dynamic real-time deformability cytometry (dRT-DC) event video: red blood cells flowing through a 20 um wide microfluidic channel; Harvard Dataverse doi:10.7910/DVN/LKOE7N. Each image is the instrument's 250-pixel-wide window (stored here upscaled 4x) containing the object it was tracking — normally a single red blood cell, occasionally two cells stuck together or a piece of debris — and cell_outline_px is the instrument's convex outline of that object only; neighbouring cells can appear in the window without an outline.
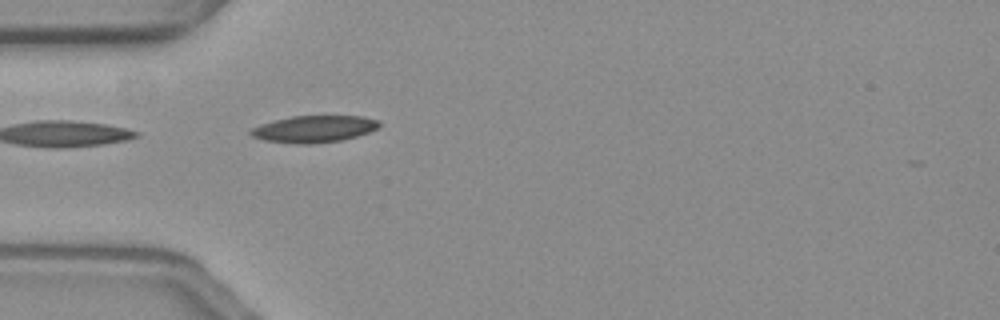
{"species": "common noctule bat (a hibernating species)", "species_latin": "Nyctalus noctula", "temperature_condition": "warm", "stored_images_in_passage": 41, "camera_frame_rate_fps": 3000, "um_per_image_px": 0.085, "animal": {"sex": "female", "body_mass_g": 19.3, "forearm_length_mm": 54.1}, "frame": {"image": 1, "passage_image": 1, "time_ms": 0.0, "image_size_px": [1000, 320], "cell_outline_px": [[380, 124], [376, 128], [368, 132], [356, 136], [340, 140], [312, 144], [296, 144], [264, 140], [252, 136], [248, 132], [252, 128], [260, 124], [292, 116], [364, 116], [380, 120]], "centroid_in_image_um": [26.68, 10.96], "position_along_channel_um": 58.3, "area_um2": 20.0}}
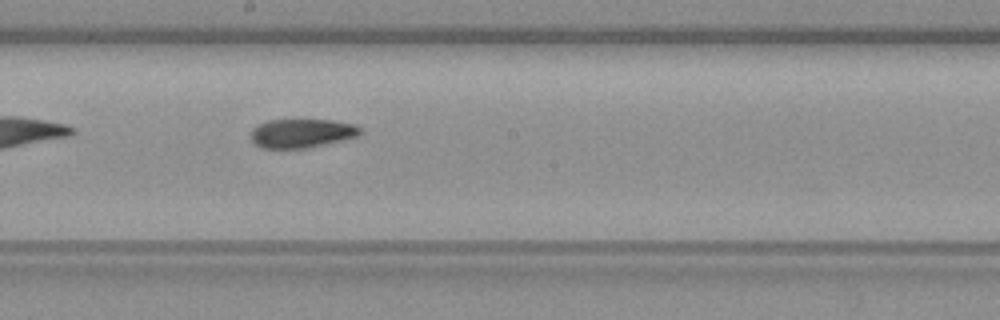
{"frame": {"image": 2, "passage_image": 15, "time_ms": 4.667, "image_size_px": [1000, 320], "cell_outline_px": [[360, 132], [356, 136], [340, 140], [304, 148], [264, 148], [256, 144], [252, 140], [252, 128], [256, 124], [268, 120], [300, 116], [332, 120], [356, 124], [360, 128]], "centroid_in_image_um": [25.6, 11.25], "position_along_channel_um": 222.6, "area_um2": 19.02}}
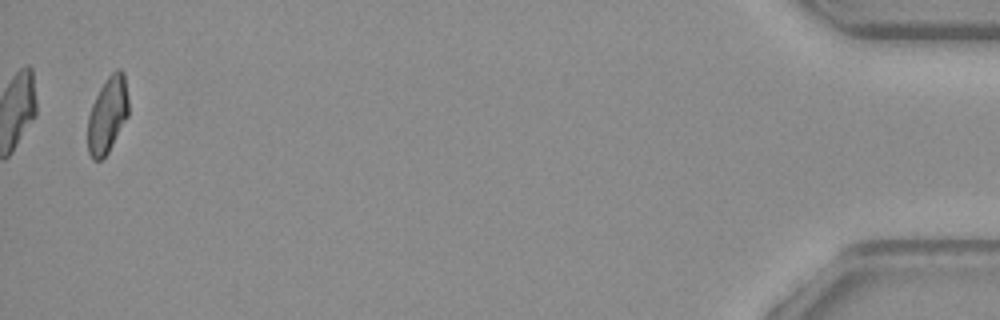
{"frame": {"image": 3, "passage_image": 40, "time_ms": 13.0, "image_size_px": [1000, 320], "cell_outline_px": [[128, 116], [108, 152], [100, 160], [92, 160], [88, 152], [88, 116], [92, 104], [104, 80], [116, 68], [120, 68], [124, 72], [128, 96]], "centroid_in_image_um": [9.14, 9.73], "position_along_channel_um": 426.1, "area_um2": 18.15}, "authors_computed_cell_mechanics": {"area_um2": 18.9584, "velocity_mm_per_s": 3.5793, "shape_relaxation_time_tau1_ms": null, "shape_relaxation_time_tau2_ms": 6.3875, "deformation_change_tau1": null, "deformation_change_tau2": 0.1247}}